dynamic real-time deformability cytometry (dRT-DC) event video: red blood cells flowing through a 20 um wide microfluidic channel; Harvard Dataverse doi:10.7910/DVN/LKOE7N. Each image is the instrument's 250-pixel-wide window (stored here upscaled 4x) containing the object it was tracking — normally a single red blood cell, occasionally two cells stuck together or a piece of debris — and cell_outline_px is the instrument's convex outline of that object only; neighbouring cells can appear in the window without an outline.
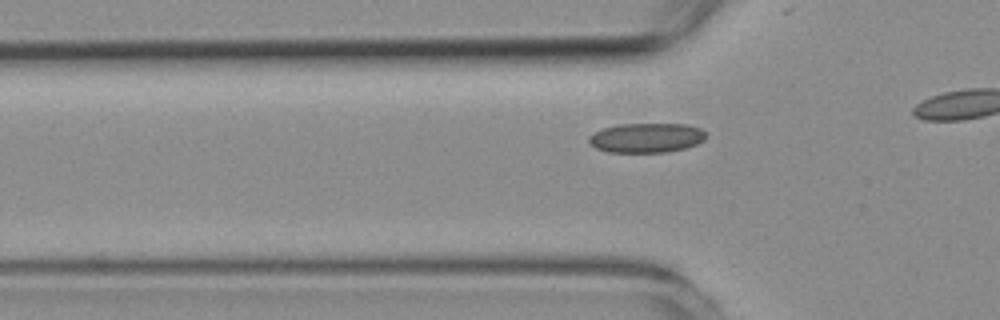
{"species": "common noctule bat (a hibernating species)", "species_latin": "Nyctalus noctula", "temperature_condition": "room temperature", "stored_images_in_passage": 28, "camera_frame_rate_fps": 3000, "um_per_image_px": 0.085, "animal": {"sex": "female", "body_mass_g": 19.3, "forearm_length_mm": 54.1}, "frame": {"image": 1, "passage_image": 3, "time_ms": 0.667, "image_size_px": [1000, 320], "cell_outline_px": [[704, 140], [696, 144], [684, 148], [664, 152], [608, 152], [596, 148], [588, 140], [588, 136], [604, 128], [620, 124], [688, 124], [700, 128], [704, 132]], "centroid_in_image_um": [54.94, 11.71], "position_along_channel_um": 70.9, "area_um2": 19.94}}
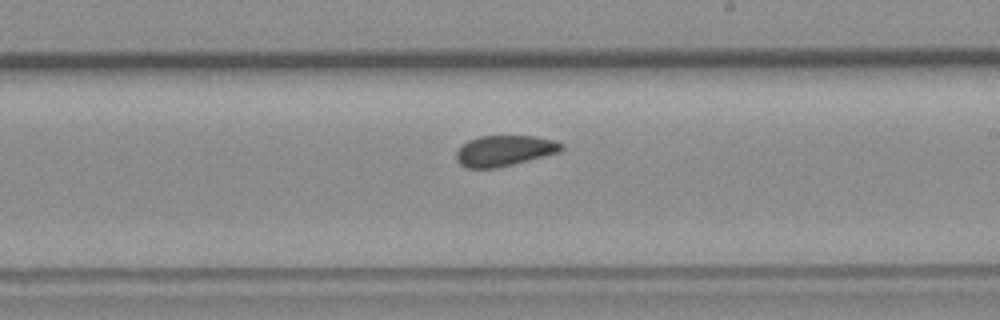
{"frame": {"image": 2, "passage_image": 17, "time_ms": 5.333, "image_size_px": [1000, 320], "cell_outline_px": [[564, 148], [560, 152], [496, 168], [468, 168], [460, 164], [456, 160], [456, 152], [468, 140], [480, 136], [536, 136], [556, 140], [564, 144]], "centroid_in_image_um": [42.91, 12.8], "position_along_channel_um": 246.1, "area_um2": 18.79}}
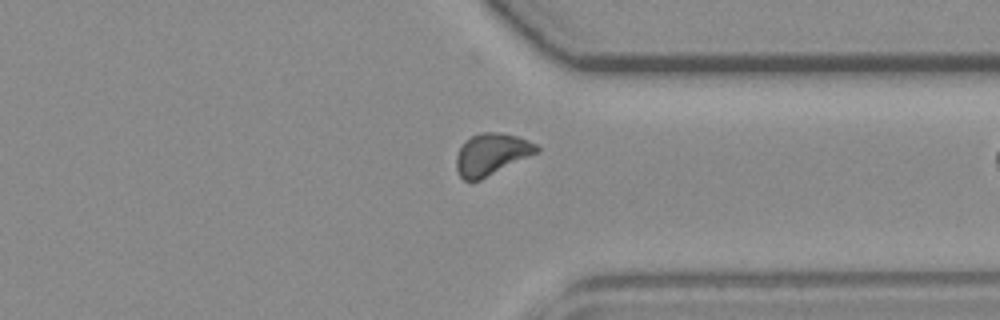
{"frame": {"image": 3, "passage_image": 27, "time_ms": 8.667, "image_size_px": [1000, 320], "cell_outline_px": [[540, 152], [480, 180], [464, 180], [460, 176], [456, 168], [456, 156], [464, 140], [480, 132], [496, 132], [516, 136], [528, 140], [536, 144], [540, 148]], "centroid_in_image_um": [41.79, 13.11], "position_along_channel_um": 369.6, "area_um2": 19.59}}